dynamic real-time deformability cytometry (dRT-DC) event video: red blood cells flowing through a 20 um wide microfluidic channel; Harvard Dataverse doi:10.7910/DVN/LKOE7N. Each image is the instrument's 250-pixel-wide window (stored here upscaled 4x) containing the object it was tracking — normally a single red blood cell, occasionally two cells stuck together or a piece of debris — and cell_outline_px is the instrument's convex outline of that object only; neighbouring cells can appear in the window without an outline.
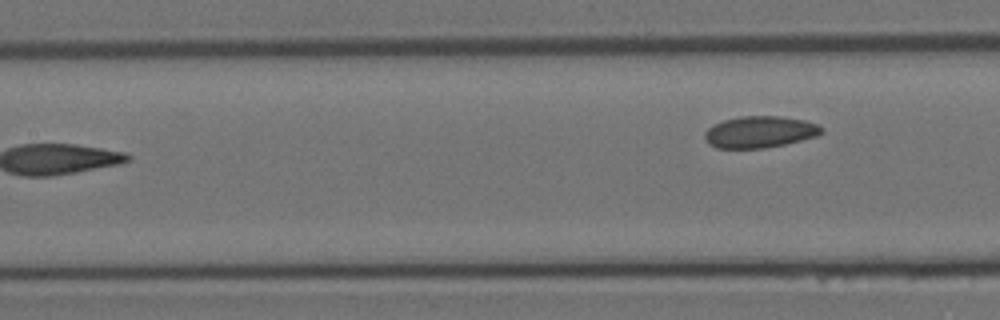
{"species": "Egyptian fruit bat (a non-hibernating species)", "species_latin": "Rousettus aegyptiacus", "temperature_condition": "room temperature", "stored_images_in_passage": 16, "camera_frame_rate_fps": 3000, "um_per_image_px": 0.085, "animal": {"sex": "female"}, "frame": {"image": 1, "passage_image": 16, "time_ms": 5.0, "image_size_px": [1000, 320], "cell_outline_px": [[824, 132], [816, 136], [784, 144], [764, 148], [716, 148], [708, 144], [704, 140], [704, 132], [712, 124], [724, 120], [740, 116], [780, 116], [804, 120], [816, 124], [824, 128]], "centroid_in_image_um": [64.54, 11.21], "position_along_channel_um": 142.9, "area_um2": 21.62}}